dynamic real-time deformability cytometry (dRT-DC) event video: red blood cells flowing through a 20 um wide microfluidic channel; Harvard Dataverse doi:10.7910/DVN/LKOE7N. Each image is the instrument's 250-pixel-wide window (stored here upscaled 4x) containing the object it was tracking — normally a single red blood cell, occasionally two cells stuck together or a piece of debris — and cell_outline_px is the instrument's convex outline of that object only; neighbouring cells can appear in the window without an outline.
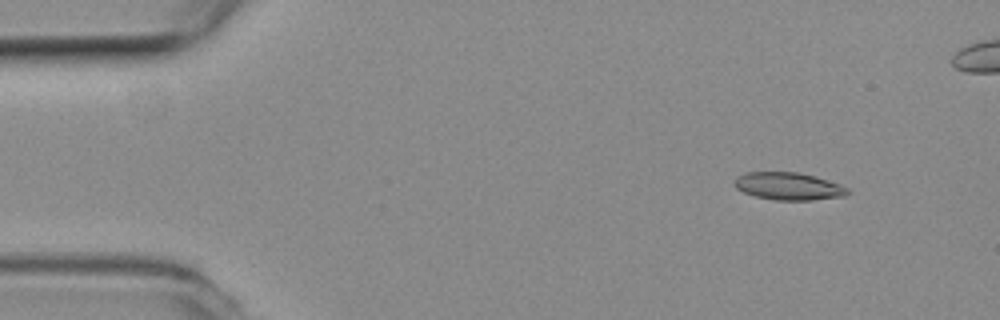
{"species": "common noctule bat (a hibernating species)", "species_latin": "Nyctalus noctula", "temperature_condition": "room temperature", "stored_images_in_passage": 9, "camera_frame_rate_fps": 3000, "um_per_image_px": 0.085, "animal": {"sex": "female", "body_mass_g": 19.3, "forearm_length_mm": 54.1}, "frame": {"image": 1, "passage_image": 1, "time_ms": 0.0, "image_size_px": [1000, 320], "cell_outline_px": [[848, 192], [844, 196], [812, 200], [776, 200], [756, 196], [744, 192], [736, 188], [732, 184], [736, 176], [744, 172], [796, 172], [816, 176], [840, 184], [848, 188]], "centroid_in_image_um": [66.99, 15.82], "position_along_channel_um": 18.0, "area_um2": 18.21}}
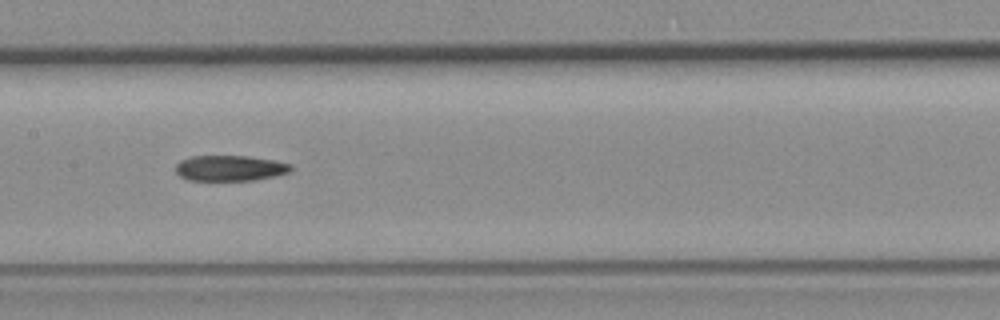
{"frame": {"image": 2, "passage_image": 7, "time_ms": 2.0, "image_size_px": [1000, 320], "cell_outline_px": [[292, 168], [288, 172], [256, 180], [188, 180], [180, 176], [176, 172], [176, 164], [180, 160], [192, 156], [248, 156], [272, 160], [292, 164]], "centroid_in_image_um": [19.52, 14.29], "position_along_channel_um": 187.9, "area_um2": 17.05}}
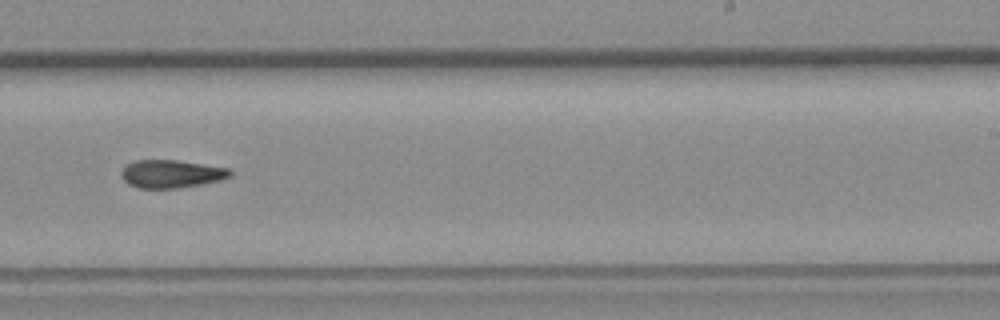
{"frame": {"image": 3, "passage_image": 9, "time_ms": 2.667, "image_size_px": [1000, 320], "cell_outline_px": [[232, 176], [220, 180], [204, 184], [180, 188], [136, 188], [128, 184], [120, 176], [120, 172], [128, 164], [136, 160], [176, 160], [228, 168], [232, 172]], "centroid_in_image_um": [14.56, 14.79], "position_along_channel_um": 274.4, "area_um2": 17.8}}